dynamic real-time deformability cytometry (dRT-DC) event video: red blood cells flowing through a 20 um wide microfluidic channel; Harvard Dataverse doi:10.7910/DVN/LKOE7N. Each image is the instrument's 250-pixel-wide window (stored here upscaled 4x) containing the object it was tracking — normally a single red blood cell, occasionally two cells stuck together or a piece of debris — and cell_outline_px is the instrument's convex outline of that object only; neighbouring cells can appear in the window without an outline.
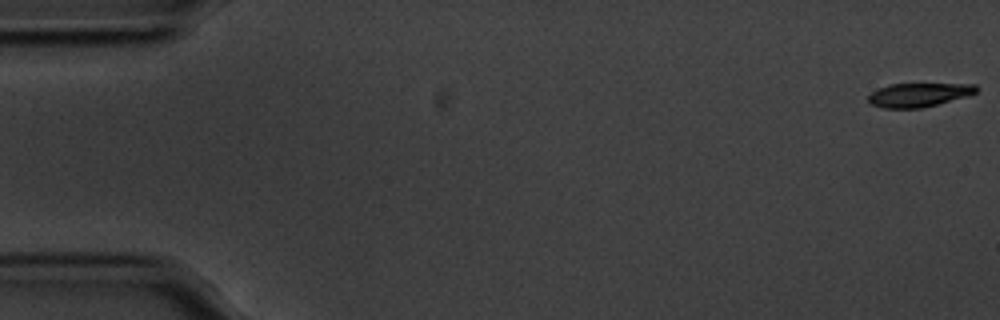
{"species": "common noctule bat (a hibernating species)", "species_latin": "Nyctalus noctula", "temperature_condition": "cold", "stored_images_in_passage": 11, "camera_frame_rate_fps": 3000, "um_per_image_px": 0.085, "animal": {"sex": "male", "body_mass_g": 20.1, "forearm_length_mm": 53.5}, "frame": {"image": 1, "passage_image": 1, "time_ms": 0.0, "image_size_px": [1000, 320], "cell_outline_px": [[980, 88], [976, 92], [964, 96], [936, 104], [920, 108], [884, 108], [868, 104], [868, 96], [872, 92], [888, 84], [976, 84]], "centroid_in_image_um": [78.05, 8.06], "position_along_channel_um": 7.0, "area_um2": 14.8}}